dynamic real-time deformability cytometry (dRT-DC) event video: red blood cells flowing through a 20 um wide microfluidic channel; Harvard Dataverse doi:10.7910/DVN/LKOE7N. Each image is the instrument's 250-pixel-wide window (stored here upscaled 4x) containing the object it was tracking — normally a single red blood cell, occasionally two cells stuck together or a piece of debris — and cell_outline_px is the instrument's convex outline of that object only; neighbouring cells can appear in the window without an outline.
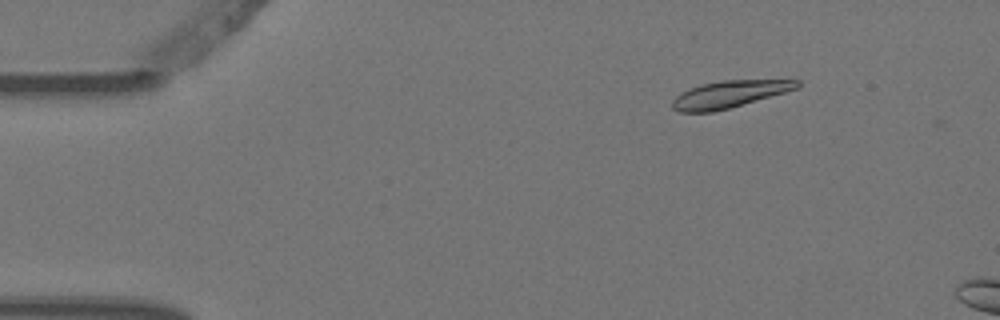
{"species": "Egyptian fruit bat (a non-hibernating species)", "species_latin": "Rousettus aegyptiacus", "temperature_condition": "warm", "stored_images_in_passage": 3, "camera_frame_rate_fps": 3000, "um_per_image_px": 0.085, "animal": {"sex": "female"}, "frame": {"image": 1, "passage_image": 2, "time_ms": 0.333, "image_size_px": [1000, 320], "cell_outline_px": [[800, 88], [728, 108], [712, 112], [680, 112], [672, 108], [672, 100], [680, 92], [688, 88], [700, 84], [720, 80], [800, 80]], "centroid_in_image_um": [61.96, 8.0], "position_along_channel_um": 23.0, "area_um2": 19.65}}